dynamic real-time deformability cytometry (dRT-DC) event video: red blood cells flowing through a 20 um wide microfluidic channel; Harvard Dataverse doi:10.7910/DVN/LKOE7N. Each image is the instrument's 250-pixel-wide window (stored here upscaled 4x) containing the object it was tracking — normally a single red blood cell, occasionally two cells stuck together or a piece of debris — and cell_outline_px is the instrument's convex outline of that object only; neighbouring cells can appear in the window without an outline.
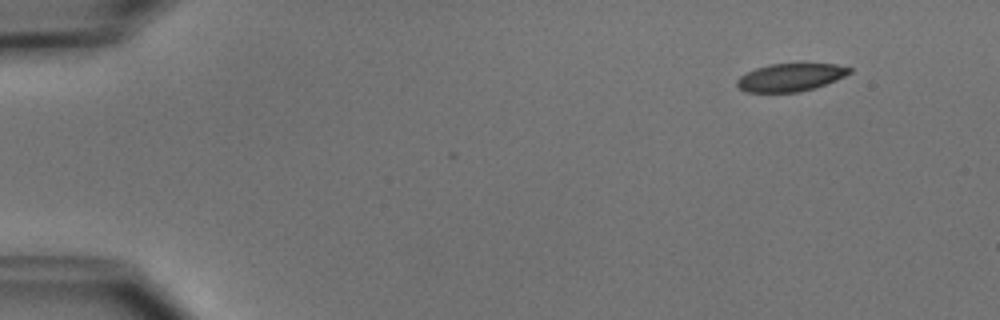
{"species": "common noctule bat (a hibernating species)", "species_latin": "Nyctalus noctula", "temperature_condition": "cold", "stored_images_in_passage": 3, "camera_frame_rate_fps": 3000, "um_per_image_px": 0.085, "animal": {"sex": "male", "body_mass_g": 15.6}, "frame": {"image": 1, "passage_image": 1, "time_ms": 0.0, "image_size_px": [1000, 320], "cell_outline_px": [[852, 72], [836, 80], [816, 88], [800, 92], [744, 92], [736, 84], [736, 80], [740, 76], [756, 68], [768, 64], [836, 64], [852, 68]], "centroid_in_image_um": [67.19, 6.58], "position_along_channel_um": 17.8, "area_um2": 18.26}}
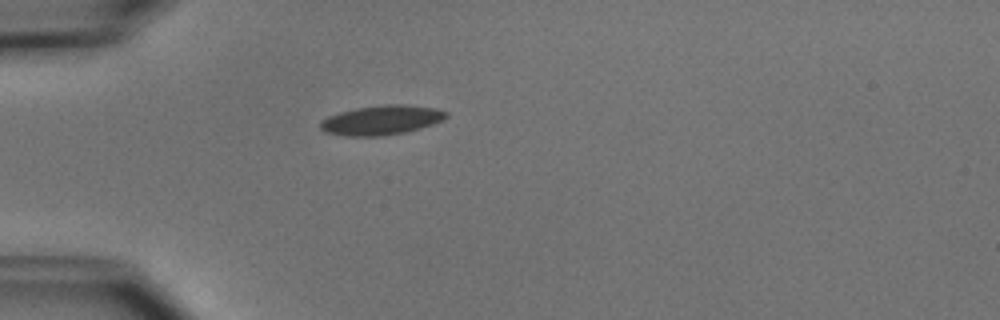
{"frame": {"image": 2, "passage_image": 3, "time_ms": 3.333, "image_size_px": [1000, 320], "cell_outline_px": [[448, 116], [432, 124], [420, 128], [404, 132], [380, 136], [344, 136], [324, 132], [320, 128], [320, 120], [328, 116], [340, 112], [356, 108], [384, 104], [404, 104], [436, 108], [448, 112]], "centroid_in_image_um": [32.39, 10.2], "position_along_channel_um": 52.6, "area_um2": 21.62}}